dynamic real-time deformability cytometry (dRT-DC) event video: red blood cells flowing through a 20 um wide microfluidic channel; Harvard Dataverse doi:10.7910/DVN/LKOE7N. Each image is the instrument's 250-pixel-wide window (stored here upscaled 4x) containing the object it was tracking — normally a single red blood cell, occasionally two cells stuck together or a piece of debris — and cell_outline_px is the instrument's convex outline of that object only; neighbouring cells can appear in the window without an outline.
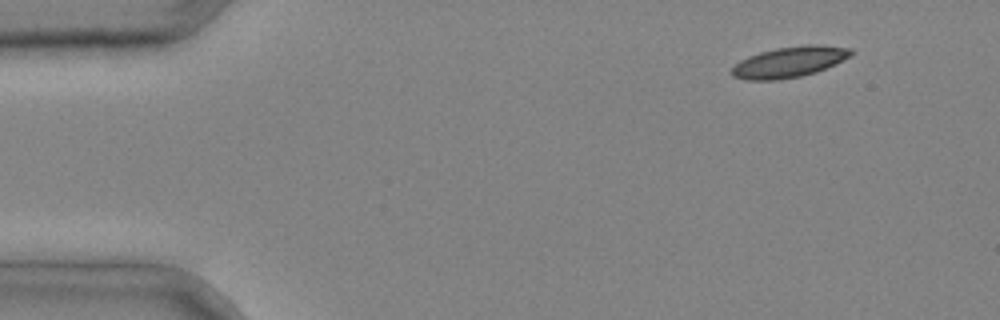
{"species": "common noctule bat (a hibernating species)", "species_latin": "Nyctalus noctula", "temperature_condition": "cold", "stored_images_in_passage": 4, "segment_of_instrument_passage": [1, 2], "camera_frame_rate_fps": 3000, "um_per_image_px": 0.085, "animal": {"sex": "male", "body_mass_g": 20.4}, "frame": {"image": 1, "passage_image": 1, "time_ms": 0.0, "image_size_px": [1000, 320], "cell_outline_px": [[856, 52], [852, 56], [836, 64], [816, 72], [800, 76], [780, 80], [744, 80], [732, 76], [732, 68], [740, 60], [748, 56], [760, 52], [776, 48], [808, 44], [816, 44], [852, 48]], "centroid_in_image_um": [67.14, 5.26], "position_along_channel_um": 17.9, "area_um2": 21.62}}